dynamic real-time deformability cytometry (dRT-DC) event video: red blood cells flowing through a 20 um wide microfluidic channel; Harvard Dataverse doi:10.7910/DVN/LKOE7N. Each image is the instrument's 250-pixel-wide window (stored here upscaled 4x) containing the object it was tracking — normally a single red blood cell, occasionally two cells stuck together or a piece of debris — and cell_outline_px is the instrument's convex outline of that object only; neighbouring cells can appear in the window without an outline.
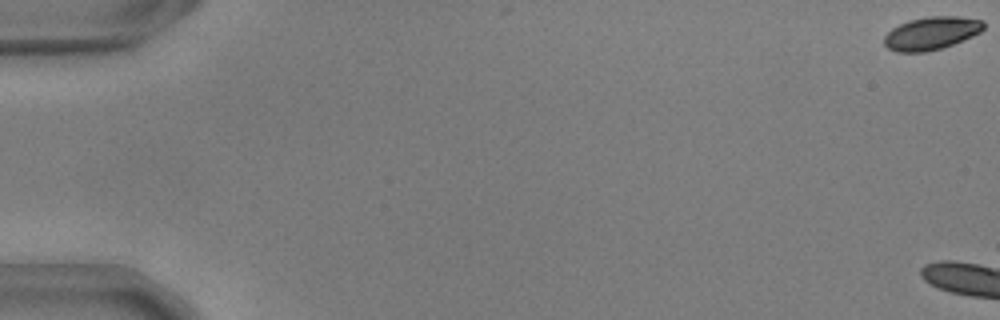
{"species": "common noctule bat (a hibernating species)", "species_latin": "Nyctalus noctula", "temperature_condition": "warm", "stored_images_in_passage": 7, "camera_frame_rate_fps": 3000, "um_per_image_px": 0.085, "animal": {"sex": "male", "body_mass_g": 17.9, "forearm_length_mm": 54.2}, "frame": {"image": 1, "passage_image": 1, "time_ms": 0.0, "image_size_px": [1000, 320], "cell_outline_px": [[984, 28], [980, 32], [972, 36], [952, 44], [940, 48], [924, 52], [896, 52], [888, 48], [884, 44], [884, 36], [892, 28], [908, 20], [928, 16], [956, 16], [984, 20]], "centroid_in_image_um": [79.15, 2.81], "position_along_channel_um": 5.8, "area_um2": 19.02}}